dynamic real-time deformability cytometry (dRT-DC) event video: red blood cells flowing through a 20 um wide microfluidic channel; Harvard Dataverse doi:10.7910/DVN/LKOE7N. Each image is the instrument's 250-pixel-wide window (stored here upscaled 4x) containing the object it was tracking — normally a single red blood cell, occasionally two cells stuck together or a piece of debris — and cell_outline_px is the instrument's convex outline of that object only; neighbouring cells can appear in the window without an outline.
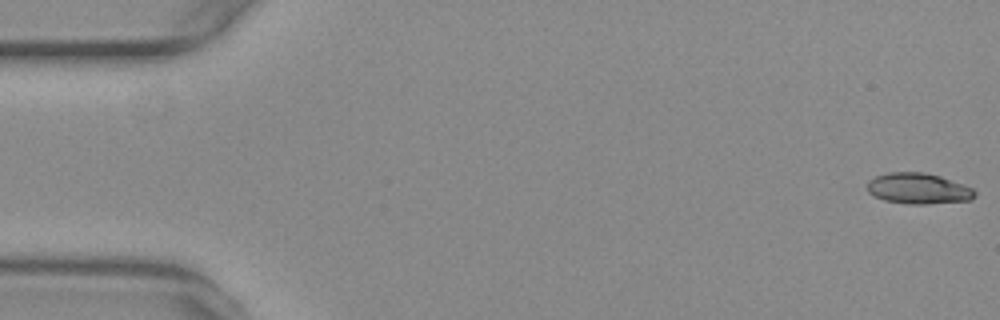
{"species": "common noctule bat (a hibernating species)", "species_latin": "Nyctalus noctula", "temperature_condition": "warm", "stored_images_in_passage": 55, "camera_frame_rate_fps": 3000, "um_per_image_px": 0.085, "animal": {"sex": "female", "body_mass_g": 29.2, "forearm_length_mm": 56.3}, "frame": {"image": 1, "passage_image": 1, "time_ms": 0.0, "image_size_px": [1000, 320], "cell_outline_px": [[976, 196], [972, 200], [924, 204], [908, 204], [884, 200], [868, 192], [868, 180], [876, 176], [888, 172], [924, 172], [940, 176], [972, 188], [976, 192]], "centroid_in_image_um": [78.06, 16.02], "position_along_channel_um": 6.9, "area_um2": 19.25}}
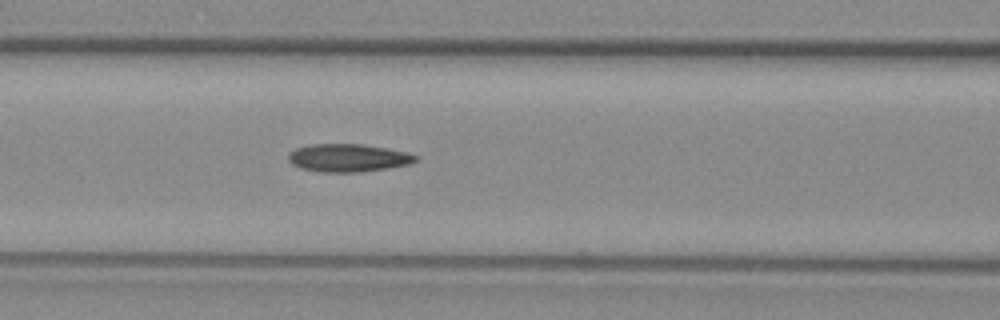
{"frame": {"image": 2, "passage_image": 23, "time_ms": 7.333, "image_size_px": [1000, 320], "cell_outline_px": [[416, 160], [412, 164], [388, 168], [360, 172], [320, 172], [300, 168], [292, 164], [288, 160], [288, 152], [296, 148], [308, 144], [360, 144], [384, 148], [404, 152], [416, 156]], "centroid_in_image_um": [29.53, 13.42], "position_along_channel_um": 137.1, "area_um2": 20.63}}
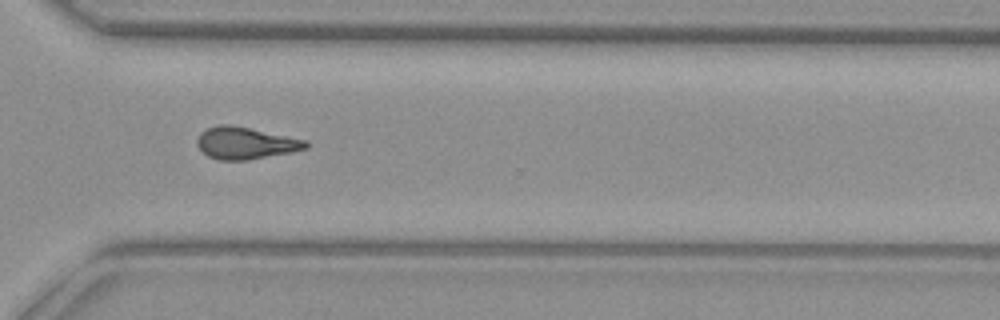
{"frame": {"image": 3, "passage_image": 40, "time_ms": 13.0, "image_size_px": [1000, 320], "cell_outline_px": [[308, 148], [292, 152], [248, 160], [220, 160], [208, 156], [196, 144], [196, 140], [200, 132], [208, 128], [220, 124], [232, 124], [308, 140]], "centroid_in_image_um": [20.88, 12.15], "position_along_channel_um": 349.7, "area_um2": 20.4}, "authors_computed_cell_mechanics": {"area_um2": 19.8832, "velocity_mm_per_s": 3.7539, "shape_relaxation_time_tau1_ms": null, "shape_relaxation_time_tau2_ms": 4.0343, "deformation_change_tau1": null, "deformation_change_tau2": 0.1277}}